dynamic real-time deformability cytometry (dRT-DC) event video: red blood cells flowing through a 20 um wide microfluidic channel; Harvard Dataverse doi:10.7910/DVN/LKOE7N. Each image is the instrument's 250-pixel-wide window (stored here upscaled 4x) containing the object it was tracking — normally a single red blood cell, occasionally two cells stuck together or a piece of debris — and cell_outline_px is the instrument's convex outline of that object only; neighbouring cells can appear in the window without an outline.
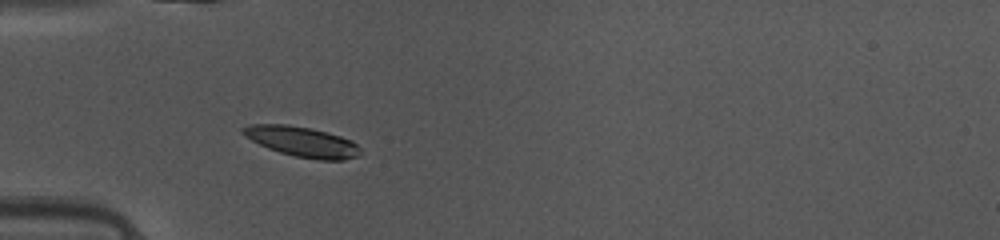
{"species": "common noctule bat (a hibernating species)", "species_latin": "Nyctalus noctula", "temperature_condition": "warm", "stored_images_in_passage": 21, "camera_frame_rate_fps": 3000, "um_per_image_px": 0.085, "animal": {"sex": "female", "body_mass_g": 10.0, "forearm_length_mm": 53.1}, "frame": {"image": 1, "passage_image": 1, "time_ms": 0.0, "image_size_px": [1000, 240], "cell_outline_px": [[360, 156], [344, 160], [320, 160], [296, 156], [280, 152], [268, 148], [244, 136], [240, 132], [240, 128], [252, 124], [288, 124], [308, 128], [340, 136], [352, 140], [360, 148]], "centroid_in_image_um": [25.67, 12.04], "position_along_channel_um": 59.3, "area_um2": 20.52}}
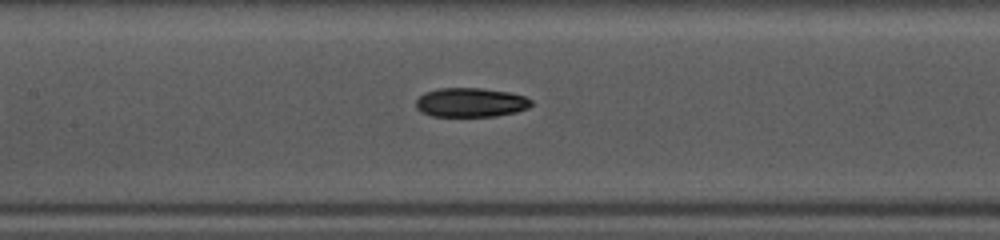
{"frame": {"image": 2, "passage_image": 9, "time_ms": 2.667, "image_size_px": [1000, 240], "cell_outline_px": [[532, 104], [528, 108], [516, 112], [496, 116], [432, 116], [420, 112], [416, 108], [416, 100], [424, 92], [440, 88], [484, 88], [508, 92], [524, 96], [532, 100]], "centroid_in_image_um": [40.0, 8.71], "position_along_channel_um": 167.4, "area_um2": 19.71}}
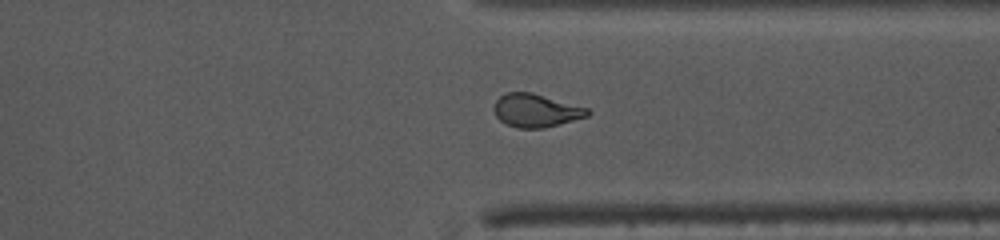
{"frame": {"image": 3, "passage_image": 20, "time_ms": 6.333, "image_size_px": [1000, 240], "cell_outline_px": [[592, 112], [588, 116], [544, 128], [516, 128], [500, 120], [496, 116], [492, 108], [496, 100], [500, 96], [508, 92], [532, 92], [588, 108]], "centroid_in_image_um": [45.54, 9.39], "position_along_channel_um": 365.9, "area_um2": 18.09}}